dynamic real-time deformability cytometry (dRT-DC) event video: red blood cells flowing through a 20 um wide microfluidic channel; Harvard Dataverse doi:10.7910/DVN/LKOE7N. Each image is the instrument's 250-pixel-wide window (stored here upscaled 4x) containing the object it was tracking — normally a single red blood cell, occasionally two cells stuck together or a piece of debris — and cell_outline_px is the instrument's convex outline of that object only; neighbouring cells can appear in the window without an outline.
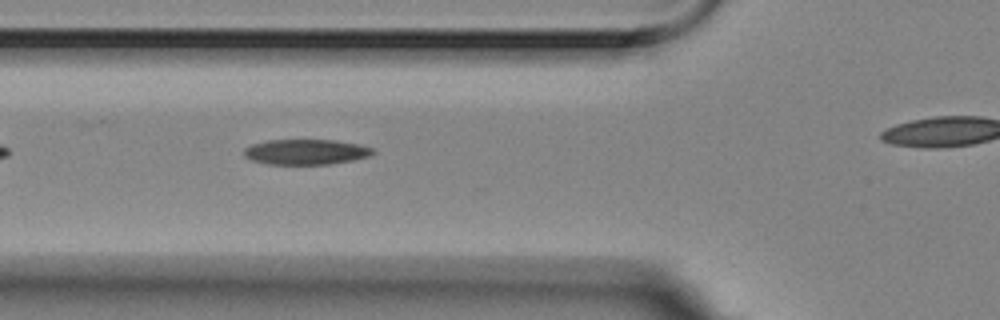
{"species": "Egyptian fruit bat (a non-hibernating species)", "species_latin": "Rousettus aegyptiacus", "temperature_condition": "room temperature", "stored_images_in_passage": 29, "camera_frame_rate_fps": 3000, "um_per_image_px": 0.085, "animal": {"sex": "female"}, "frame": {"image": 1, "passage_image": 3, "time_ms": 0.667, "image_size_px": [1000, 320], "cell_outline_px": [[376, 152], [368, 156], [352, 160], [328, 164], [268, 164], [252, 160], [244, 156], [244, 148], [252, 144], [268, 140], [336, 140], [360, 144], [372, 148]], "centroid_in_image_um": [26.0, 12.9], "position_along_channel_um": 99.8, "area_um2": 18.96}}
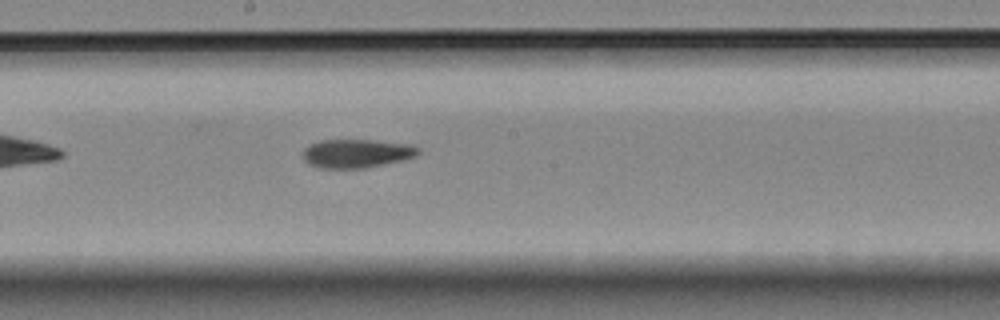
{"frame": {"image": 2, "passage_image": 13, "time_ms": 4.0, "image_size_px": [1000, 320], "cell_outline_px": [[420, 152], [416, 156], [400, 160], [364, 168], [320, 168], [308, 164], [304, 160], [304, 148], [308, 144], [320, 140], [372, 140], [412, 144], [420, 148]], "centroid_in_image_um": [30.3, 13.03], "position_along_channel_um": 217.9, "area_um2": 19.25}}
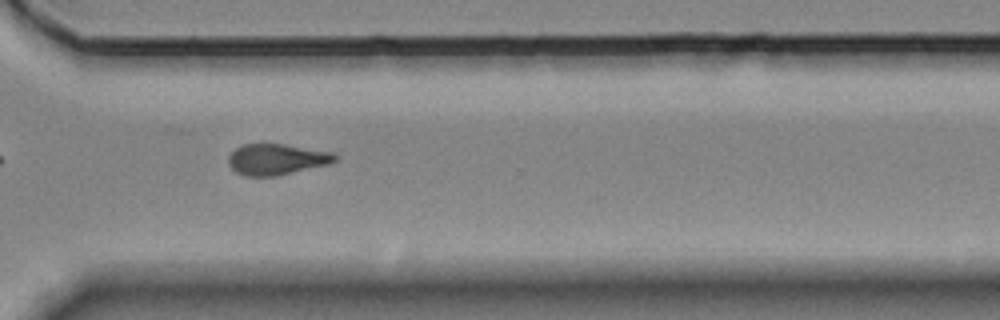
{"frame": {"image": 3, "passage_image": 24, "time_ms": 7.667, "image_size_px": [1000, 320], "cell_outline_px": [[340, 156], [336, 160], [328, 164], [276, 176], [244, 176], [236, 172], [228, 164], [228, 156], [236, 148], [244, 144], [284, 144], [332, 152]], "centroid_in_image_um": [23.51, 13.54], "position_along_channel_um": 347.1, "area_um2": 19.19}}